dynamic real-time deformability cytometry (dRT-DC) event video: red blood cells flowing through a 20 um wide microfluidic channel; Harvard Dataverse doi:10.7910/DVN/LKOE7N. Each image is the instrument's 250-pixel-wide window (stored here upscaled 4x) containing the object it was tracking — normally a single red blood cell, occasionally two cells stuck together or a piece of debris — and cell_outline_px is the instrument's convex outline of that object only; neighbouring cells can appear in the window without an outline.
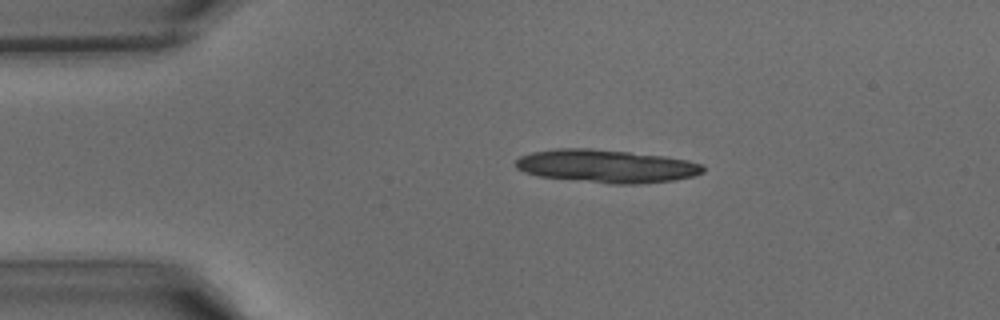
{"species": "common noctule bat (a hibernating species)", "species_latin": "Nyctalus noctula", "temperature_condition": "warm", "stored_images_in_passage": 33, "segment_of_instrument_passage": [1, 2], "camera_frame_rate_fps": 3000, "um_per_image_px": 0.085, "animal": {"sex": "male", "body_mass_g": 15.6}, "frame": {"image": 1, "passage_image": 1, "time_ms": 0.0, "image_size_px": [1000, 320], "cell_outline_px": [[704, 172], [692, 176], [676, 180], [636, 184], [608, 184], [540, 176], [524, 172], [516, 168], [516, 160], [520, 156], [532, 152], [556, 148], [588, 148], [628, 152], [664, 156], [688, 160], [704, 164]], "centroid_in_image_um": [51.56, 14.12], "position_along_channel_um": 33.4, "area_um2": 36.18}}